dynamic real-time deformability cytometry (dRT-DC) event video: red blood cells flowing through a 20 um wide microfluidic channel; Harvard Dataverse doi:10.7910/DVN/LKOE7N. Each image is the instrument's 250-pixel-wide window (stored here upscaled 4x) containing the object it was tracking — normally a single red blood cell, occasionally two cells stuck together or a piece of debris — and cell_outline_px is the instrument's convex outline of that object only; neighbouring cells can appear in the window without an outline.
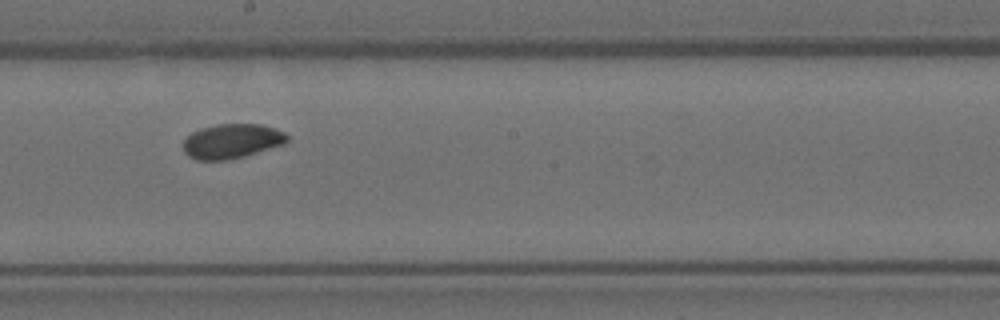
{"species": "Egyptian fruit bat (a non-hibernating species)", "species_latin": "Rousettus aegyptiacus", "temperature_condition": "room temperature", "stored_images_in_passage": 13, "camera_frame_rate_fps": 3000, "um_per_image_px": 0.085, "animal": {"sex": "female"}, "frame": {"image": 1, "passage_image": 8, "time_ms": 2.333, "image_size_px": [1000, 320], "cell_outline_px": [[288, 140], [284, 144], [244, 156], [228, 160], [196, 160], [188, 156], [184, 152], [184, 140], [192, 132], [200, 128], [216, 124], [260, 124], [276, 128], [284, 132], [288, 136]], "centroid_in_image_um": [19.7, 11.99], "position_along_channel_um": 228.5, "area_um2": 20.98}}
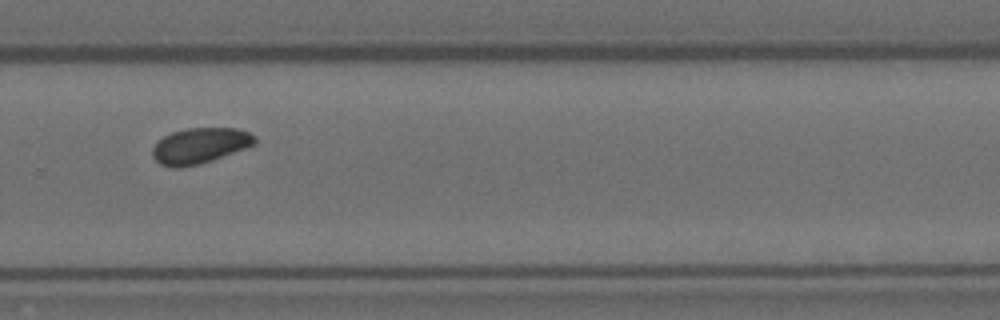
{"frame": {"image": 2, "passage_image": 10, "time_ms": 3.0, "image_size_px": [1000, 320], "cell_outline_px": [[256, 144], [212, 160], [200, 164], [180, 168], [172, 168], [160, 164], [152, 156], [152, 148], [156, 140], [172, 132], [188, 128], [236, 128], [248, 132], [256, 136]], "centroid_in_image_um": [16.96, 12.39], "position_along_channel_um": 312.8, "area_um2": 21.39}}
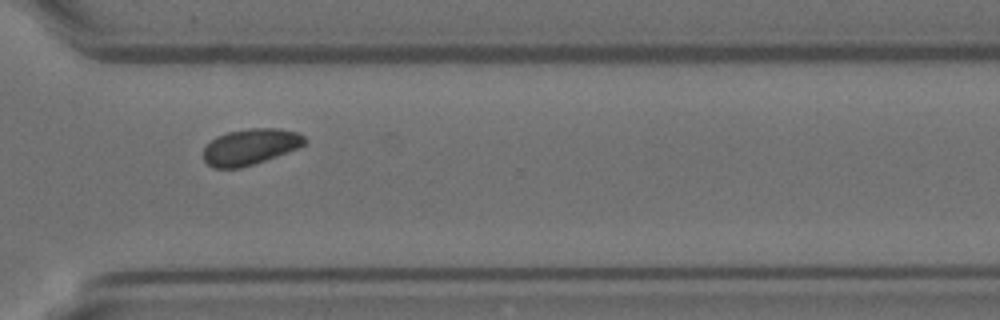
{"frame": {"image": 3, "passage_image": 11, "time_ms": 3.333, "image_size_px": [1000, 320], "cell_outline_px": [[308, 140], [304, 144], [296, 148], [264, 160], [240, 168], [212, 168], [204, 160], [204, 148], [216, 136], [228, 132], [248, 128], [280, 128], [296, 132], [304, 136]], "centroid_in_image_um": [21.26, 12.46], "position_along_channel_um": 349.3, "area_um2": 20.98}}